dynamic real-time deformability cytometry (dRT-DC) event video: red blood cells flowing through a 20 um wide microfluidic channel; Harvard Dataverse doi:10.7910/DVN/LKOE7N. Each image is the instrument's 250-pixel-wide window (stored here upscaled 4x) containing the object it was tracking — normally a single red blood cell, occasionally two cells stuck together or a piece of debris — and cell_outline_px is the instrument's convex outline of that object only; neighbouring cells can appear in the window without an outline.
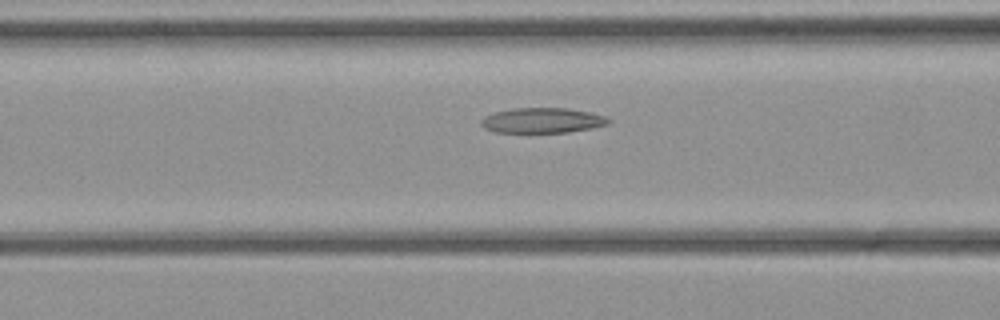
{"species": "common noctule bat (a hibernating species)", "species_latin": "Nyctalus noctula", "temperature_condition": "cold", "stored_images_in_passage": 36, "camera_frame_rate_fps": 3000, "um_per_image_px": 0.085, "animal": {"sex": "female", "body_mass_g": 21.9}, "frame": {"image": 1, "passage_image": 18, "time_ms": 5.667, "image_size_px": [1000, 320], "cell_outline_px": [[612, 120], [608, 124], [592, 128], [568, 132], [496, 132], [484, 128], [480, 124], [480, 120], [484, 116], [496, 112], [512, 108], [568, 108], [588, 112], [604, 116]], "centroid_in_image_um": [46.08, 10.23], "position_along_channel_um": 120.5, "area_um2": 18.61}}
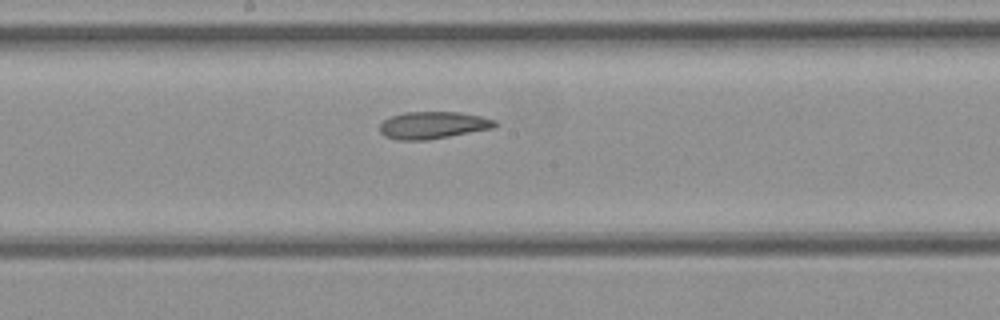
{"frame": {"image": 2, "passage_image": 24, "time_ms": 7.667, "image_size_px": [1000, 320], "cell_outline_px": [[496, 128], [428, 140], [396, 140], [384, 136], [380, 132], [380, 124], [384, 120], [392, 116], [404, 112], [460, 112], [480, 116], [496, 120]], "centroid_in_image_um": [36.81, 10.65], "position_along_channel_um": 211.4, "area_um2": 18.38}}
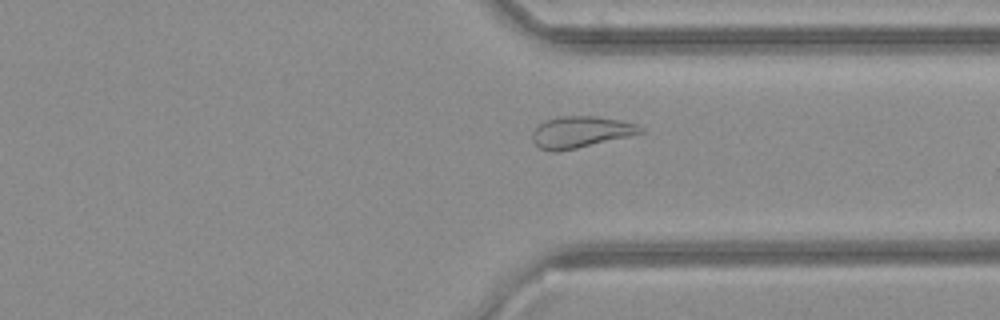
{"frame": {"image": 3, "passage_image": 34, "time_ms": 11.0, "image_size_px": [1000, 320], "cell_outline_px": [[644, 132], [628, 136], [576, 148], [556, 152], [552, 152], [540, 148], [532, 140], [532, 128], [536, 124], [544, 120], [560, 116], [596, 116], [620, 120], [636, 124], [644, 128]], "centroid_in_image_um": [49.29, 11.21], "position_along_channel_um": 362.1, "area_um2": 19.88}}